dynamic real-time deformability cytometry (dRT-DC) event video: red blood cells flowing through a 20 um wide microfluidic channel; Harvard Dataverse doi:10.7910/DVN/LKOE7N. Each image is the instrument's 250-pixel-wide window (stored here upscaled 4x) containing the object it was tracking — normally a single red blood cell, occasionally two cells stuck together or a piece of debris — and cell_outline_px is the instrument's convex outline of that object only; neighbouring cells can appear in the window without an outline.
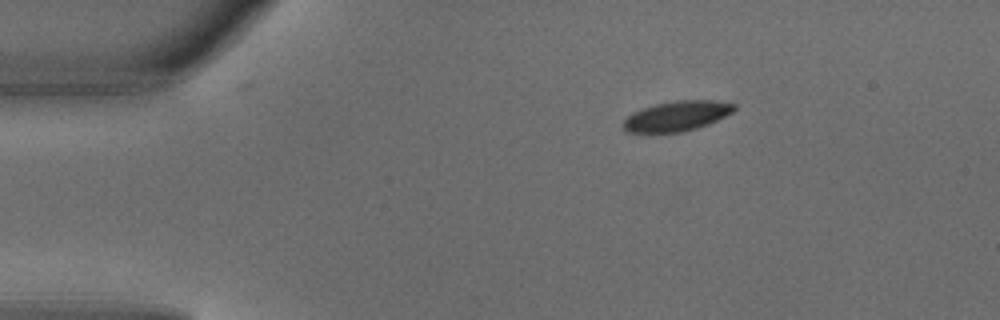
{"species": "common noctule bat (a hibernating species)", "species_latin": "Nyctalus noctula", "temperature_condition": "warm", "stored_images_in_passage": 3, "camera_frame_rate_fps": 3000, "um_per_image_px": 0.085, "animal": {"sex": "male", "body_mass_g": 18.8}, "frame": {"image": 1, "passage_image": 1, "time_ms": 0.0, "image_size_px": [1000, 320], "cell_outline_px": [[736, 108], [732, 112], [708, 124], [696, 128], [680, 132], [628, 132], [620, 124], [632, 112], [656, 104], [676, 100], [712, 100], [736, 104]], "centroid_in_image_um": [57.52, 9.85], "position_along_channel_um": 27.5, "area_um2": 19.19}}
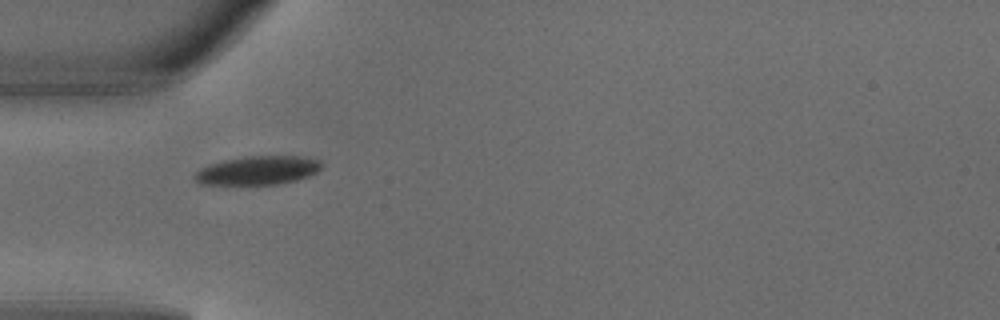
{"frame": {"image": 2, "passage_image": 3, "time_ms": 0.667, "image_size_px": [1000, 320], "cell_outline_px": [[324, 164], [316, 172], [308, 176], [296, 180], [276, 184], [200, 184], [192, 176], [200, 168], [208, 164], [224, 160], [244, 156], [300, 156], [320, 160]], "centroid_in_image_um": [21.9, 14.47], "position_along_channel_um": 63.1, "area_um2": 21.21}}